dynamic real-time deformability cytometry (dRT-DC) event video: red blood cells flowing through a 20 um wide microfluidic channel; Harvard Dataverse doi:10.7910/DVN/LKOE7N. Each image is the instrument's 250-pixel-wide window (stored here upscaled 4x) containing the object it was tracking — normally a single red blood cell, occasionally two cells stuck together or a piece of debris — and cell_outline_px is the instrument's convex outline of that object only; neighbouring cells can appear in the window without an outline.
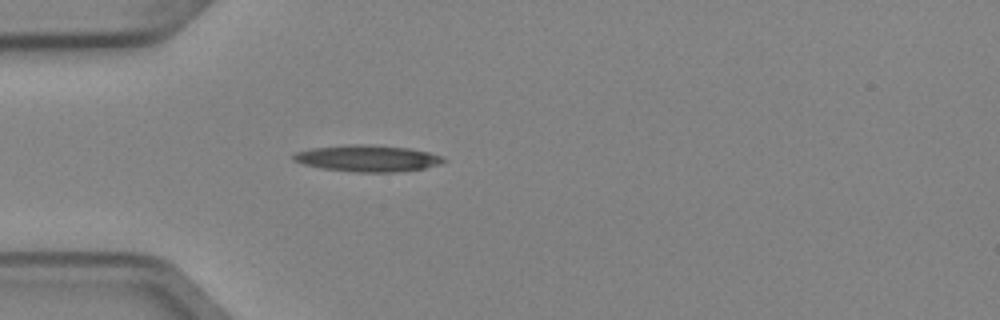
{"species": "Egyptian fruit bat (a non-hibernating species)", "species_latin": "Rousettus aegyptiacus", "temperature_condition": "cold", "stored_images_in_passage": 1, "camera_frame_rate_fps": 3000, "um_per_image_px": 0.085, "animal": {"sex": "female"}, "frame": {"image": 1, "passage_image": 1, "time_ms": 0.0, "image_size_px": [1000, 320], "cell_outline_px": [[444, 160], [440, 164], [424, 168], [396, 172], [360, 172], [324, 168], [304, 164], [292, 160], [292, 156], [296, 152], [312, 148], [348, 144], [364, 144], [408, 148], [428, 152], [440, 156]], "centroid_in_image_um": [31.21, 13.45], "position_along_channel_um": 53.8, "area_um2": 22.83}}